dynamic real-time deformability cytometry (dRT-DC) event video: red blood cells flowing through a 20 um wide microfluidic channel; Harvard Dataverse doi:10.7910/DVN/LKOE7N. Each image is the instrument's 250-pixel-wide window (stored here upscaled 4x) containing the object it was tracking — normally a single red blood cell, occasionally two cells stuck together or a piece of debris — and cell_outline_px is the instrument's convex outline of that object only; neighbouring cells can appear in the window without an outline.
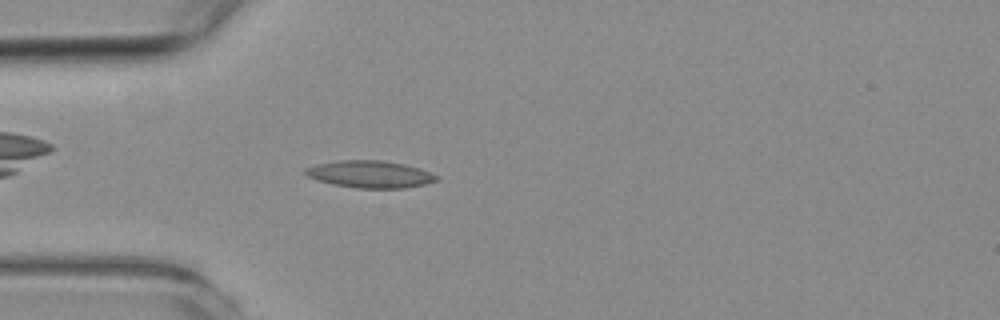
{"species": "common noctule bat (a hibernating species)", "species_latin": "Nyctalus noctula", "temperature_condition": "room temperature", "stored_images_in_passage": 37, "camera_frame_rate_fps": 3000, "um_per_image_px": 0.085, "animal": {"sex": "female", "body_mass_g": 19.3, "forearm_length_mm": 54.1}, "frame": {"image": 1, "passage_image": 5, "time_ms": 1.333, "image_size_px": [1000, 320], "cell_outline_px": [[440, 180], [424, 184], [404, 188], [356, 188], [332, 184], [308, 176], [304, 172], [304, 168], [316, 164], [340, 160], [380, 160], [404, 164], [440, 176]], "centroid_in_image_um": [31.45, 14.81], "position_along_channel_um": 53.5, "area_um2": 20.58}}
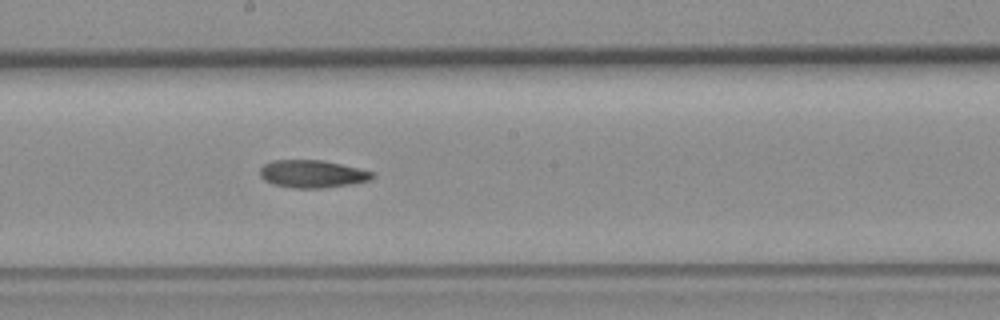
{"frame": {"image": 2, "passage_image": 19, "time_ms": 6.0, "image_size_px": [1000, 320], "cell_outline_px": [[376, 176], [372, 180], [352, 184], [324, 188], [292, 188], [272, 184], [264, 180], [260, 176], [260, 168], [264, 164], [272, 160], [320, 160], [340, 164], [376, 172]], "centroid_in_image_um": [26.57, 14.79], "position_along_channel_um": 221.6, "area_um2": 18.32}}
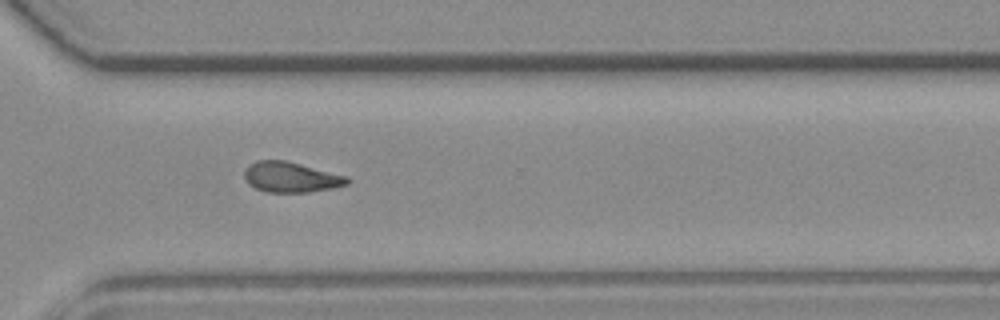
{"frame": {"image": 3, "passage_image": 29, "time_ms": 9.333, "image_size_px": [1000, 320], "cell_outline_px": [[352, 180], [348, 184], [332, 188], [308, 192], [268, 192], [256, 188], [248, 184], [244, 180], [244, 172], [248, 164], [256, 160], [284, 160], [348, 176]], "centroid_in_image_um": [24.72, 15.05], "position_along_channel_um": 345.9, "area_um2": 18.26}, "authors_computed_cell_mechanics": {"area_um2": 18.207, "velocity_mm_per_s": 3.7312, "shape_relaxation_time_tau1_ms": null, "shape_relaxation_time_tau2_ms": 7.3065, "deformation_change_tau1": null, "deformation_change_tau2": 0.1542}}